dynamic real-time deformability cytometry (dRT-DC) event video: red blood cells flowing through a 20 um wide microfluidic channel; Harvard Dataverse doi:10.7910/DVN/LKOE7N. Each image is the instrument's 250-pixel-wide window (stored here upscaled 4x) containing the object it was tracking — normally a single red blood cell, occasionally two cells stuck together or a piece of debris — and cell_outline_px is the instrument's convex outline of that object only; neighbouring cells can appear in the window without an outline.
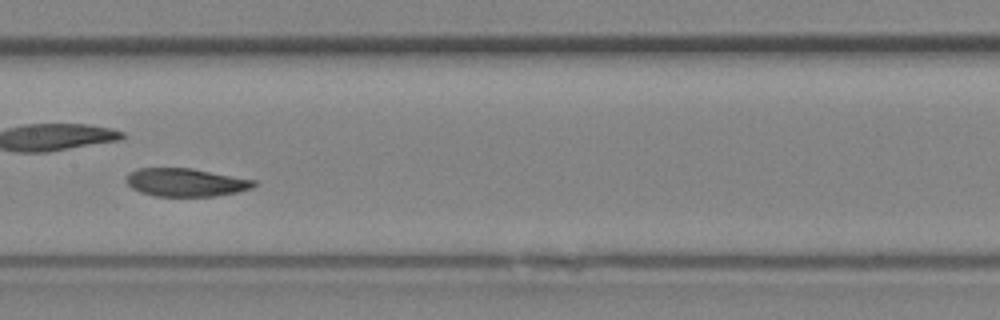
{"species": "Egyptian fruit bat (a non-hibernating species)", "species_latin": "Rousettus aegyptiacus", "temperature_condition": "room temperature", "stored_images_in_passage": 29, "camera_frame_rate_fps": 3000, "um_per_image_px": 0.085, "animal": {"sex": "female"}, "frame": {"image": 1, "passage_image": 13, "time_ms": 4.0, "image_size_px": [1000, 320], "cell_outline_px": [[256, 184], [252, 188], [236, 192], [216, 196], [152, 196], [140, 192], [132, 188], [124, 180], [128, 172], [136, 168], [192, 168], [256, 180]], "centroid_in_image_um": [15.75, 15.5], "position_along_channel_um": 191.7, "area_um2": 21.1}}
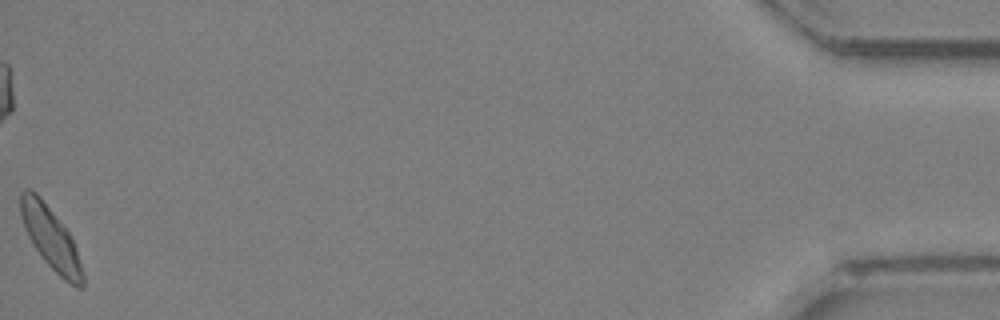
{"frame": {"image": 2, "passage_image": 29, "time_ms": 9.333, "image_size_px": [1000, 320], "cell_outline_px": [[84, 288], [76, 288], [64, 280], [44, 260], [28, 236], [20, 212], [20, 192], [24, 188], [28, 188], [36, 192], [68, 232], [76, 248], [84, 276]], "centroid_in_image_um": [4.32, 20.26], "position_along_channel_um": 430.9, "area_um2": 21.96}}